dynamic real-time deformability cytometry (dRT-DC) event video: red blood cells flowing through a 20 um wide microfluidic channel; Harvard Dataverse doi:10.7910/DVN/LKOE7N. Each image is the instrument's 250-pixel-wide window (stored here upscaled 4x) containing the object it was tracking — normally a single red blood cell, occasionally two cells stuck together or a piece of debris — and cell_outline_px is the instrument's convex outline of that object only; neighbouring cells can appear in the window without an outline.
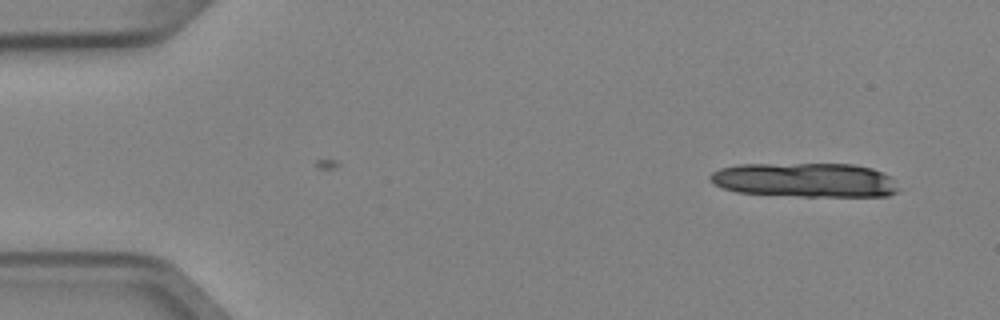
{"species": "Egyptian fruit bat (a non-hibernating species)", "species_latin": "Rousettus aegyptiacus", "temperature_condition": "cold", "stored_images_in_passage": 6, "camera_frame_rate_fps": 3000, "um_per_image_px": 0.085, "animal": {"sex": "female"}, "frame": {"image": 1, "passage_image": 1, "time_ms": 0.0, "image_size_px": [1000, 320], "cell_outline_px": [[896, 192], [888, 196], [800, 196], [736, 192], [724, 188], [716, 184], [708, 176], [712, 172], [720, 168], [740, 164], [852, 164], [872, 168], [888, 176], [892, 180], [896, 188]], "centroid_in_image_um": [68.39, 15.3], "position_along_channel_um": 16.6, "area_um2": 37.28}}
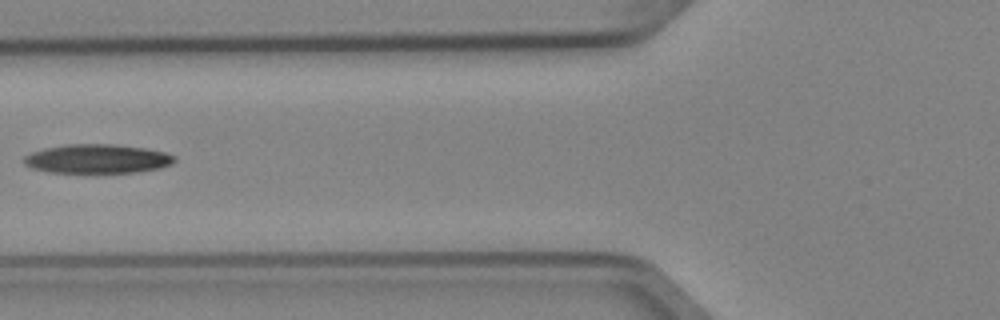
{"frame": {"image": 2, "passage_image": 5, "time_ms": 1.333, "image_size_px": [1000, 320], "cell_outline_px": [[176, 160], [172, 164], [160, 168], [136, 172], [48, 172], [32, 168], [24, 164], [24, 156], [32, 152], [44, 148], [64, 144], [112, 144], [144, 148], [164, 152], [176, 156]], "centroid_in_image_um": [8.27, 13.49], "position_along_channel_um": 117.5, "area_um2": 25.43}}
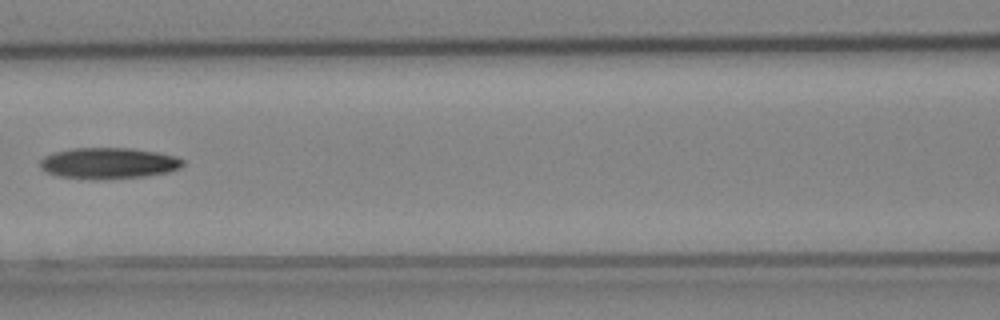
{"frame": {"image": 3, "passage_image": 6, "time_ms": 1.667, "image_size_px": [1000, 320], "cell_outline_px": [[184, 164], [180, 168], [168, 172], [144, 176], [60, 176], [48, 172], [40, 168], [40, 160], [44, 156], [56, 152], [72, 148], [132, 148], [156, 152], [176, 156], [184, 160]], "centroid_in_image_um": [9.28, 13.81], "position_along_channel_um": 157.3, "area_um2": 24.62}}